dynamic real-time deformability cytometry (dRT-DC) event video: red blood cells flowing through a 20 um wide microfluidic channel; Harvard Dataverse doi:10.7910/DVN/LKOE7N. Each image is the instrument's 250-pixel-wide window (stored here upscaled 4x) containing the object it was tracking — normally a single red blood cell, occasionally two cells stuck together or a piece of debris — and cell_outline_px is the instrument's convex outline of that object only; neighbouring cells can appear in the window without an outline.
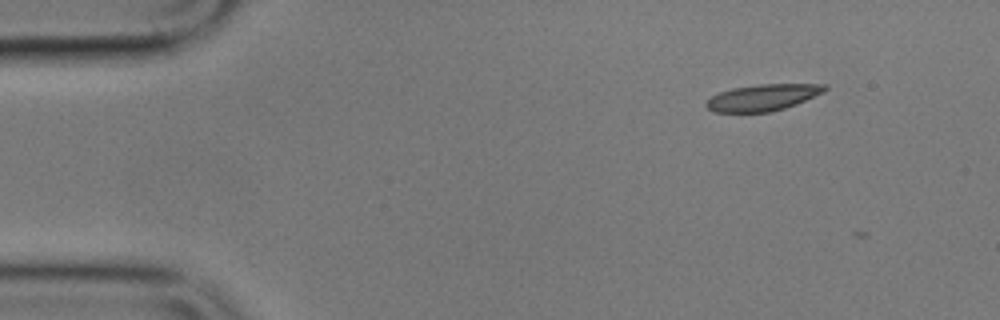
{"species": "common noctule bat (a hibernating species)", "species_latin": "Nyctalus noctula", "temperature_condition": "cold", "stored_images_in_passage": 4, "camera_frame_rate_fps": 3000, "um_per_image_px": 0.085, "animal": {"sex": "male", "body_mass_g": 17.9}, "frame": {"image": 1, "passage_image": 1, "time_ms": 0.0, "image_size_px": [1000, 320], "cell_outline_px": [[828, 88], [824, 92], [796, 104], [772, 112], [712, 112], [704, 104], [712, 96], [720, 92], [732, 88], [760, 84], [828, 84]], "centroid_in_image_um": [64.85, 8.29], "position_along_channel_um": 20.2, "area_um2": 18.26}}